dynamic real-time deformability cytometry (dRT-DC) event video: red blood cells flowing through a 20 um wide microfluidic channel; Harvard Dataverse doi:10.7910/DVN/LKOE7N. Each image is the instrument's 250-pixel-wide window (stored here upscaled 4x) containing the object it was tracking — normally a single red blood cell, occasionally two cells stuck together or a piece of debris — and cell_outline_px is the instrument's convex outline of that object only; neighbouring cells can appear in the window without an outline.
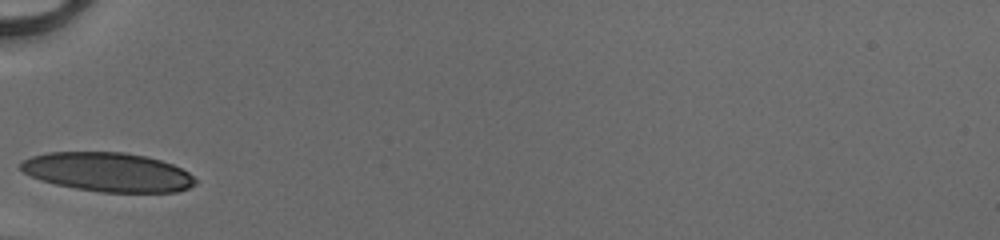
{"species": "human", "species_latin": "Homo sapiens", "temperature_condition": "cold", "stored_images_in_passage": 24, "camera_frame_rate_fps": 3000, "um_per_image_px": 0.085, "donor": {"sex": "male"}, "frame": {"image": 1, "passage_image": 1, "time_ms": 0.0, "image_size_px": [1000, 240], "cell_outline_px": [[196, 184], [188, 188], [176, 192], [100, 192], [76, 188], [56, 184], [40, 180], [24, 172], [20, 168], [20, 164], [24, 160], [32, 156], [48, 152], [124, 152], [144, 156], [160, 160], [172, 164], [188, 172], [196, 180]], "centroid_in_image_um": [9.17, 14.62], "position_along_channel_um": 75.8, "area_um2": 39.54}}
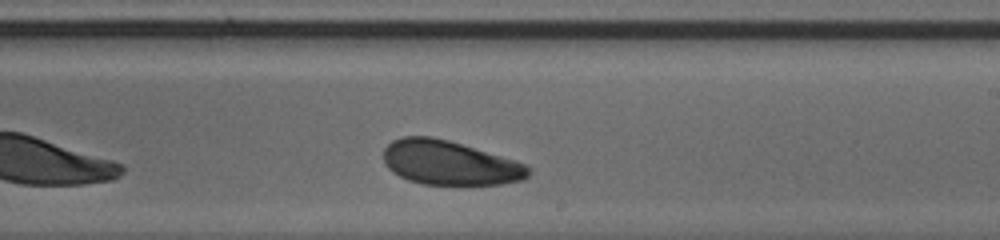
{"frame": {"image": 2, "passage_image": 14, "time_ms": 4.333, "image_size_px": [1000, 240], "cell_outline_px": [[532, 172], [524, 180], [500, 184], [460, 188], [424, 184], [408, 180], [400, 176], [388, 168], [384, 164], [384, 148], [392, 140], [404, 136], [432, 136], [448, 140], [516, 160], [532, 168]], "centroid_in_image_um": [38.26, 13.89], "position_along_channel_um": 250.7, "area_um2": 38.49}}
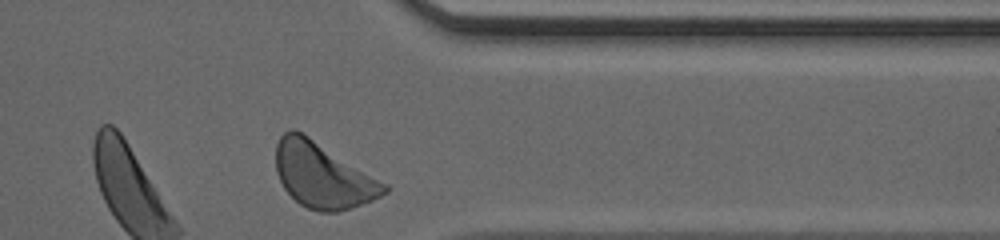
{"frame": {"image": 3, "passage_image": 24, "time_ms": 7.667, "image_size_px": [1000, 240], "cell_outline_px": [[388, 192], [372, 200], [336, 212], [320, 212], [308, 208], [300, 204], [284, 188], [276, 172], [276, 144], [280, 136], [284, 132], [292, 128], [308, 136], [388, 184]], "centroid_in_image_um": [27.42, 14.9], "position_along_channel_um": 384.0, "area_um2": 40.75}, "authors_computed_cell_mechanics": {"area_um2": 38.5526, "velocity_mm_per_s": 4.0727, "shape_relaxation_time_tau1_ms": 1.431, "shape_relaxation_time_tau2_ms": 8.4194, "deformation_change_tau1": 0.0757, "deformation_change_tau2": 0.1743}}